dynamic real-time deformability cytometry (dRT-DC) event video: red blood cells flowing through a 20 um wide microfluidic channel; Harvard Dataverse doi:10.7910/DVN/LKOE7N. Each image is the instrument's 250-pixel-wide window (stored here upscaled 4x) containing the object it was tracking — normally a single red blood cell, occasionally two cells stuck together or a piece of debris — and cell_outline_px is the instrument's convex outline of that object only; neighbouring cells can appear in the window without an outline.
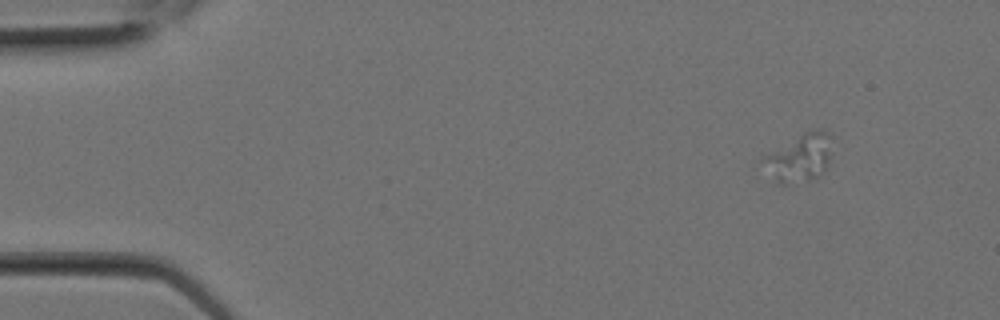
{"species": "Egyptian fruit bat (a non-hibernating species)", "species_latin": "Rousettus aegyptiacus", "temperature_condition": "room temperature", "stored_images_in_passage": 2, "camera_frame_rate_fps": 3000, "um_per_image_px": 0.085, "animal": {"sex": "female"}, "frame": {"image": 1, "passage_image": 1, "time_ms": 0.0, "image_size_px": [1000, 320], "cell_outline_px": [[832, 156], [828, 164], [820, 176], [812, 180], [788, 184], [776, 184], [760, 160], [760, 156], [812, 128], [820, 128], [832, 132]], "centroid_in_image_um": [67.99, 13.38], "position_along_channel_um": 17.0, "area_um2": 20.11}}
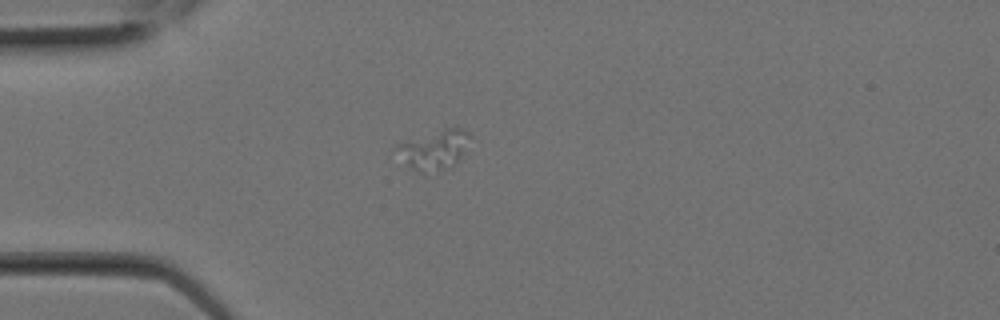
{"frame": {"image": 2, "passage_image": 2, "time_ms": 0.333, "image_size_px": [1000, 320], "cell_outline_px": [[472, 136], [460, 156], [448, 168], [424, 176], [412, 168], [392, 148], [396, 144], [444, 128], [464, 128]], "centroid_in_image_um": [36.88, 12.74], "position_along_channel_um": 48.1, "area_um2": 16.76}}